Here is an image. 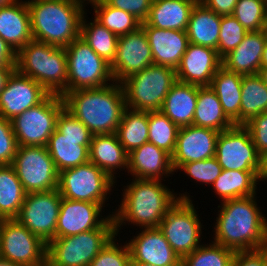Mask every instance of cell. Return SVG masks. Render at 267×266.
<instances>
[{"mask_svg": "<svg viewBox=\"0 0 267 266\" xmlns=\"http://www.w3.org/2000/svg\"><path fill=\"white\" fill-rule=\"evenodd\" d=\"M150 65H153L152 50L142 26L118 38L116 56L110 65L114 82L121 83Z\"/></svg>", "mask_w": 267, "mask_h": 266, "instance_id": "16", "label": "cell"}, {"mask_svg": "<svg viewBox=\"0 0 267 266\" xmlns=\"http://www.w3.org/2000/svg\"><path fill=\"white\" fill-rule=\"evenodd\" d=\"M116 235L113 216L100 228L77 235L54 238L47 245L49 266H89Z\"/></svg>", "mask_w": 267, "mask_h": 266, "instance_id": "6", "label": "cell"}, {"mask_svg": "<svg viewBox=\"0 0 267 266\" xmlns=\"http://www.w3.org/2000/svg\"><path fill=\"white\" fill-rule=\"evenodd\" d=\"M0 37L16 52L33 39L26 1L16 0L0 7Z\"/></svg>", "mask_w": 267, "mask_h": 266, "instance_id": "25", "label": "cell"}, {"mask_svg": "<svg viewBox=\"0 0 267 266\" xmlns=\"http://www.w3.org/2000/svg\"><path fill=\"white\" fill-rule=\"evenodd\" d=\"M222 66V59L217 50L189 43L175 72L177 81L200 87L210 86L217 70Z\"/></svg>", "mask_w": 267, "mask_h": 266, "instance_id": "21", "label": "cell"}, {"mask_svg": "<svg viewBox=\"0 0 267 266\" xmlns=\"http://www.w3.org/2000/svg\"><path fill=\"white\" fill-rule=\"evenodd\" d=\"M61 200L58 189L26 194L15 219L48 245L55 238Z\"/></svg>", "mask_w": 267, "mask_h": 266, "instance_id": "14", "label": "cell"}, {"mask_svg": "<svg viewBox=\"0 0 267 266\" xmlns=\"http://www.w3.org/2000/svg\"><path fill=\"white\" fill-rule=\"evenodd\" d=\"M267 39V29L250 31L242 42L222 58V66L240 75L258 74Z\"/></svg>", "mask_w": 267, "mask_h": 266, "instance_id": "24", "label": "cell"}, {"mask_svg": "<svg viewBox=\"0 0 267 266\" xmlns=\"http://www.w3.org/2000/svg\"><path fill=\"white\" fill-rule=\"evenodd\" d=\"M141 230L127 243L131 261L155 266H181V257L173 250L158 227Z\"/></svg>", "mask_w": 267, "mask_h": 266, "instance_id": "20", "label": "cell"}, {"mask_svg": "<svg viewBox=\"0 0 267 266\" xmlns=\"http://www.w3.org/2000/svg\"><path fill=\"white\" fill-rule=\"evenodd\" d=\"M256 199L253 195L221 202L213 242L235 252L267 247V218Z\"/></svg>", "mask_w": 267, "mask_h": 266, "instance_id": "1", "label": "cell"}, {"mask_svg": "<svg viewBox=\"0 0 267 266\" xmlns=\"http://www.w3.org/2000/svg\"><path fill=\"white\" fill-rule=\"evenodd\" d=\"M232 16L248 32L267 29V0H238Z\"/></svg>", "mask_w": 267, "mask_h": 266, "instance_id": "41", "label": "cell"}, {"mask_svg": "<svg viewBox=\"0 0 267 266\" xmlns=\"http://www.w3.org/2000/svg\"><path fill=\"white\" fill-rule=\"evenodd\" d=\"M130 266H155V265H151V264H148V263H141V262L131 261Z\"/></svg>", "mask_w": 267, "mask_h": 266, "instance_id": "57", "label": "cell"}, {"mask_svg": "<svg viewBox=\"0 0 267 266\" xmlns=\"http://www.w3.org/2000/svg\"><path fill=\"white\" fill-rule=\"evenodd\" d=\"M90 143L91 139L66 138L55 129L46 147L60 172L89 162Z\"/></svg>", "mask_w": 267, "mask_h": 266, "instance_id": "29", "label": "cell"}, {"mask_svg": "<svg viewBox=\"0 0 267 266\" xmlns=\"http://www.w3.org/2000/svg\"><path fill=\"white\" fill-rule=\"evenodd\" d=\"M221 17L198 1L191 11L186 29L189 43L217 50Z\"/></svg>", "mask_w": 267, "mask_h": 266, "instance_id": "30", "label": "cell"}, {"mask_svg": "<svg viewBox=\"0 0 267 266\" xmlns=\"http://www.w3.org/2000/svg\"><path fill=\"white\" fill-rule=\"evenodd\" d=\"M115 183L102 169L89 161L60 171L58 191L65 199L105 205Z\"/></svg>", "mask_w": 267, "mask_h": 266, "instance_id": "10", "label": "cell"}, {"mask_svg": "<svg viewBox=\"0 0 267 266\" xmlns=\"http://www.w3.org/2000/svg\"><path fill=\"white\" fill-rule=\"evenodd\" d=\"M267 112V86L258 74L243 75L241 85L240 125Z\"/></svg>", "mask_w": 267, "mask_h": 266, "instance_id": "36", "label": "cell"}, {"mask_svg": "<svg viewBox=\"0 0 267 266\" xmlns=\"http://www.w3.org/2000/svg\"><path fill=\"white\" fill-rule=\"evenodd\" d=\"M126 170L133 178L161 181L175 173L172 156L151 142H146L128 153Z\"/></svg>", "mask_w": 267, "mask_h": 266, "instance_id": "22", "label": "cell"}, {"mask_svg": "<svg viewBox=\"0 0 267 266\" xmlns=\"http://www.w3.org/2000/svg\"><path fill=\"white\" fill-rule=\"evenodd\" d=\"M176 82L175 69L150 65L121 82L126 107L139 111H160L166 95Z\"/></svg>", "mask_w": 267, "mask_h": 266, "instance_id": "7", "label": "cell"}, {"mask_svg": "<svg viewBox=\"0 0 267 266\" xmlns=\"http://www.w3.org/2000/svg\"><path fill=\"white\" fill-rule=\"evenodd\" d=\"M235 251L212 241L182 258L181 266H232Z\"/></svg>", "mask_w": 267, "mask_h": 266, "instance_id": "40", "label": "cell"}, {"mask_svg": "<svg viewBox=\"0 0 267 266\" xmlns=\"http://www.w3.org/2000/svg\"><path fill=\"white\" fill-rule=\"evenodd\" d=\"M26 192L12 165H0V216L15 219L20 212Z\"/></svg>", "mask_w": 267, "mask_h": 266, "instance_id": "35", "label": "cell"}, {"mask_svg": "<svg viewBox=\"0 0 267 266\" xmlns=\"http://www.w3.org/2000/svg\"><path fill=\"white\" fill-rule=\"evenodd\" d=\"M120 144L127 153L148 142V111L125 108L116 130Z\"/></svg>", "mask_w": 267, "mask_h": 266, "instance_id": "34", "label": "cell"}, {"mask_svg": "<svg viewBox=\"0 0 267 266\" xmlns=\"http://www.w3.org/2000/svg\"><path fill=\"white\" fill-rule=\"evenodd\" d=\"M87 4L94 8V19L118 37L141 27L142 22L134 15L110 6L105 0H90Z\"/></svg>", "mask_w": 267, "mask_h": 266, "instance_id": "37", "label": "cell"}, {"mask_svg": "<svg viewBox=\"0 0 267 266\" xmlns=\"http://www.w3.org/2000/svg\"><path fill=\"white\" fill-rule=\"evenodd\" d=\"M16 0H0V7L12 4Z\"/></svg>", "mask_w": 267, "mask_h": 266, "instance_id": "58", "label": "cell"}, {"mask_svg": "<svg viewBox=\"0 0 267 266\" xmlns=\"http://www.w3.org/2000/svg\"><path fill=\"white\" fill-rule=\"evenodd\" d=\"M178 169L182 170L196 182L205 183L206 185H213L222 171V167L215 156L205 160L185 163Z\"/></svg>", "mask_w": 267, "mask_h": 266, "instance_id": "43", "label": "cell"}, {"mask_svg": "<svg viewBox=\"0 0 267 266\" xmlns=\"http://www.w3.org/2000/svg\"><path fill=\"white\" fill-rule=\"evenodd\" d=\"M192 201L179 199L158 226L181 259L202 244L200 237L204 225L201 224Z\"/></svg>", "mask_w": 267, "mask_h": 266, "instance_id": "12", "label": "cell"}, {"mask_svg": "<svg viewBox=\"0 0 267 266\" xmlns=\"http://www.w3.org/2000/svg\"><path fill=\"white\" fill-rule=\"evenodd\" d=\"M67 92L99 88L114 82L110 64L99 56L81 37L66 48ZM109 82V83H108Z\"/></svg>", "mask_w": 267, "mask_h": 266, "instance_id": "8", "label": "cell"}, {"mask_svg": "<svg viewBox=\"0 0 267 266\" xmlns=\"http://www.w3.org/2000/svg\"><path fill=\"white\" fill-rule=\"evenodd\" d=\"M198 86L177 81L165 97L162 111L179 128L193 125Z\"/></svg>", "mask_w": 267, "mask_h": 266, "instance_id": "28", "label": "cell"}, {"mask_svg": "<svg viewBox=\"0 0 267 266\" xmlns=\"http://www.w3.org/2000/svg\"><path fill=\"white\" fill-rule=\"evenodd\" d=\"M34 40L66 48L80 37L84 0H28ZM86 12V13H85Z\"/></svg>", "mask_w": 267, "mask_h": 266, "instance_id": "4", "label": "cell"}, {"mask_svg": "<svg viewBox=\"0 0 267 266\" xmlns=\"http://www.w3.org/2000/svg\"><path fill=\"white\" fill-rule=\"evenodd\" d=\"M103 207L105 206L99 203L62 198L55 238L73 236L102 227L113 215L103 217Z\"/></svg>", "mask_w": 267, "mask_h": 266, "instance_id": "17", "label": "cell"}, {"mask_svg": "<svg viewBox=\"0 0 267 266\" xmlns=\"http://www.w3.org/2000/svg\"><path fill=\"white\" fill-rule=\"evenodd\" d=\"M0 266H22V265H19V264L14 263L10 260H7V259L0 257Z\"/></svg>", "mask_w": 267, "mask_h": 266, "instance_id": "56", "label": "cell"}, {"mask_svg": "<svg viewBox=\"0 0 267 266\" xmlns=\"http://www.w3.org/2000/svg\"><path fill=\"white\" fill-rule=\"evenodd\" d=\"M110 6L126 11L144 22L153 0H105Z\"/></svg>", "mask_w": 267, "mask_h": 266, "instance_id": "48", "label": "cell"}, {"mask_svg": "<svg viewBox=\"0 0 267 266\" xmlns=\"http://www.w3.org/2000/svg\"><path fill=\"white\" fill-rule=\"evenodd\" d=\"M261 67H267V39L261 59Z\"/></svg>", "mask_w": 267, "mask_h": 266, "instance_id": "55", "label": "cell"}, {"mask_svg": "<svg viewBox=\"0 0 267 266\" xmlns=\"http://www.w3.org/2000/svg\"><path fill=\"white\" fill-rule=\"evenodd\" d=\"M243 75L221 66L211 80L210 87L217 94L226 116L240 125L241 85Z\"/></svg>", "mask_w": 267, "mask_h": 266, "instance_id": "31", "label": "cell"}, {"mask_svg": "<svg viewBox=\"0 0 267 266\" xmlns=\"http://www.w3.org/2000/svg\"><path fill=\"white\" fill-rule=\"evenodd\" d=\"M85 14L81 21L80 37L110 65L115 59L118 36L109 31L95 19L86 21Z\"/></svg>", "mask_w": 267, "mask_h": 266, "instance_id": "38", "label": "cell"}, {"mask_svg": "<svg viewBox=\"0 0 267 266\" xmlns=\"http://www.w3.org/2000/svg\"><path fill=\"white\" fill-rule=\"evenodd\" d=\"M64 106L95 134L116 133L124 109L125 96L121 83L66 92Z\"/></svg>", "mask_w": 267, "mask_h": 266, "instance_id": "3", "label": "cell"}, {"mask_svg": "<svg viewBox=\"0 0 267 266\" xmlns=\"http://www.w3.org/2000/svg\"><path fill=\"white\" fill-rule=\"evenodd\" d=\"M258 171H232L222 169L212 187L221 201L250 197L256 194Z\"/></svg>", "mask_w": 267, "mask_h": 266, "instance_id": "33", "label": "cell"}, {"mask_svg": "<svg viewBox=\"0 0 267 266\" xmlns=\"http://www.w3.org/2000/svg\"><path fill=\"white\" fill-rule=\"evenodd\" d=\"M258 75L267 86V67H261L258 71Z\"/></svg>", "mask_w": 267, "mask_h": 266, "instance_id": "54", "label": "cell"}, {"mask_svg": "<svg viewBox=\"0 0 267 266\" xmlns=\"http://www.w3.org/2000/svg\"><path fill=\"white\" fill-rule=\"evenodd\" d=\"M17 148L11 121L0 116V165H12Z\"/></svg>", "mask_w": 267, "mask_h": 266, "instance_id": "46", "label": "cell"}, {"mask_svg": "<svg viewBox=\"0 0 267 266\" xmlns=\"http://www.w3.org/2000/svg\"><path fill=\"white\" fill-rule=\"evenodd\" d=\"M244 126L249 130L258 154L267 151V113L253 117Z\"/></svg>", "mask_w": 267, "mask_h": 266, "instance_id": "47", "label": "cell"}, {"mask_svg": "<svg viewBox=\"0 0 267 266\" xmlns=\"http://www.w3.org/2000/svg\"><path fill=\"white\" fill-rule=\"evenodd\" d=\"M125 187L119 208L112 212L116 235L128 222L139 228L158 227L179 199L191 200L186 192L175 194L161 180L133 178Z\"/></svg>", "mask_w": 267, "mask_h": 266, "instance_id": "2", "label": "cell"}, {"mask_svg": "<svg viewBox=\"0 0 267 266\" xmlns=\"http://www.w3.org/2000/svg\"><path fill=\"white\" fill-rule=\"evenodd\" d=\"M114 236L106 246L93 258L89 266H130L131 256L127 245L119 246ZM116 242V243H115Z\"/></svg>", "mask_w": 267, "mask_h": 266, "instance_id": "44", "label": "cell"}, {"mask_svg": "<svg viewBox=\"0 0 267 266\" xmlns=\"http://www.w3.org/2000/svg\"><path fill=\"white\" fill-rule=\"evenodd\" d=\"M215 157L224 170L258 171L259 158L249 130L244 125L219 133Z\"/></svg>", "mask_w": 267, "mask_h": 266, "instance_id": "15", "label": "cell"}, {"mask_svg": "<svg viewBox=\"0 0 267 266\" xmlns=\"http://www.w3.org/2000/svg\"><path fill=\"white\" fill-rule=\"evenodd\" d=\"M17 52L0 37V69H16Z\"/></svg>", "mask_w": 267, "mask_h": 266, "instance_id": "50", "label": "cell"}, {"mask_svg": "<svg viewBox=\"0 0 267 266\" xmlns=\"http://www.w3.org/2000/svg\"><path fill=\"white\" fill-rule=\"evenodd\" d=\"M152 50L153 64L176 70L189 44L186 31L159 29L141 23Z\"/></svg>", "mask_w": 267, "mask_h": 266, "instance_id": "23", "label": "cell"}, {"mask_svg": "<svg viewBox=\"0 0 267 266\" xmlns=\"http://www.w3.org/2000/svg\"><path fill=\"white\" fill-rule=\"evenodd\" d=\"M205 7L218 15H232L238 0H199Z\"/></svg>", "mask_w": 267, "mask_h": 266, "instance_id": "51", "label": "cell"}, {"mask_svg": "<svg viewBox=\"0 0 267 266\" xmlns=\"http://www.w3.org/2000/svg\"><path fill=\"white\" fill-rule=\"evenodd\" d=\"M56 129L66 138L92 139L93 136L89 129L65 108L58 116Z\"/></svg>", "mask_w": 267, "mask_h": 266, "instance_id": "45", "label": "cell"}, {"mask_svg": "<svg viewBox=\"0 0 267 266\" xmlns=\"http://www.w3.org/2000/svg\"><path fill=\"white\" fill-rule=\"evenodd\" d=\"M148 126V142H151L172 156L176 148L179 127L162 111L148 112Z\"/></svg>", "mask_w": 267, "mask_h": 266, "instance_id": "39", "label": "cell"}, {"mask_svg": "<svg viewBox=\"0 0 267 266\" xmlns=\"http://www.w3.org/2000/svg\"><path fill=\"white\" fill-rule=\"evenodd\" d=\"M219 133L214 129L195 125L179 128L172 155L174 171L177 173L178 168L185 163L214 157Z\"/></svg>", "mask_w": 267, "mask_h": 266, "instance_id": "19", "label": "cell"}, {"mask_svg": "<svg viewBox=\"0 0 267 266\" xmlns=\"http://www.w3.org/2000/svg\"><path fill=\"white\" fill-rule=\"evenodd\" d=\"M220 26L217 53L222 59L242 42L248 31L232 15L222 16Z\"/></svg>", "mask_w": 267, "mask_h": 266, "instance_id": "42", "label": "cell"}, {"mask_svg": "<svg viewBox=\"0 0 267 266\" xmlns=\"http://www.w3.org/2000/svg\"><path fill=\"white\" fill-rule=\"evenodd\" d=\"M49 93L35 80L15 70L0 92V116L12 120L38 105Z\"/></svg>", "mask_w": 267, "mask_h": 266, "instance_id": "18", "label": "cell"}, {"mask_svg": "<svg viewBox=\"0 0 267 266\" xmlns=\"http://www.w3.org/2000/svg\"><path fill=\"white\" fill-rule=\"evenodd\" d=\"M64 108L62 96L49 94L38 105L10 120L18 146H47Z\"/></svg>", "mask_w": 267, "mask_h": 266, "instance_id": "9", "label": "cell"}, {"mask_svg": "<svg viewBox=\"0 0 267 266\" xmlns=\"http://www.w3.org/2000/svg\"><path fill=\"white\" fill-rule=\"evenodd\" d=\"M258 179L259 181L267 180V151L260 154Z\"/></svg>", "mask_w": 267, "mask_h": 266, "instance_id": "52", "label": "cell"}, {"mask_svg": "<svg viewBox=\"0 0 267 266\" xmlns=\"http://www.w3.org/2000/svg\"><path fill=\"white\" fill-rule=\"evenodd\" d=\"M12 166L26 194L58 189L59 172L46 146H18Z\"/></svg>", "mask_w": 267, "mask_h": 266, "instance_id": "11", "label": "cell"}, {"mask_svg": "<svg viewBox=\"0 0 267 266\" xmlns=\"http://www.w3.org/2000/svg\"><path fill=\"white\" fill-rule=\"evenodd\" d=\"M199 0H153L144 21L159 29L186 31L190 14Z\"/></svg>", "mask_w": 267, "mask_h": 266, "instance_id": "27", "label": "cell"}, {"mask_svg": "<svg viewBox=\"0 0 267 266\" xmlns=\"http://www.w3.org/2000/svg\"><path fill=\"white\" fill-rule=\"evenodd\" d=\"M0 257L22 266H43L47 263V244L16 219H3Z\"/></svg>", "mask_w": 267, "mask_h": 266, "instance_id": "13", "label": "cell"}, {"mask_svg": "<svg viewBox=\"0 0 267 266\" xmlns=\"http://www.w3.org/2000/svg\"><path fill=\"white\" fill-rule=\"evenodd\" d=\"M16 70L49 94L63 96L67 92V54L63 47L32 39L17 52Z\"/></svg>", "mask_w": 267, "mask_h": 266, "instance_id": "5", "label": "cell"}, {"mask_svg": "<svg viewBox=\"0 0 267 266\" xmlns=\"http://www.w3.org/2000/svg\"><path fill=\"white\" fill-rule=\"evenodd\" d=\"M193 125L222 132L235 124L226 116L217 94L210 86H198Z\"/></svg>", "mask_w": 267, "mask_h": 266, "instance_id": "32", "label": "cell"}, {"mask_svg": "<svg viewBox=\"0 0 267 266\" xmlns=\"http://www.w3.org/2000/svg\"><path fill=\"white\" fill-rule=\"evenodd\" d=\"M89 161L116 182L118 169L122 171L128 168V153L120 144L116 133L95 134L89 147Z\"/></svg>", "mask_w": 267, "mask_h": 266, "instance_id": "26", "label": "cell"}, {"mask_svg": "<svg viewBox=\"0 0 267 266\" xmlns=\"http://www.w3.org/2000/svg\"><path fill=\"white\" fill-rule=\"evenodd\" d=\"M16 69H0V92L6 87V83L11 74Z\"/></svg>", "mask_w": 267, "mask_h": 266, "instance_id": "53", "label": "cell"}, {"mask_svg": "<svg viewBox=\"0 0 267 266\" xmlns=\"http://www.w3.org/2000/svg\"><path fill=\"white\" fill-rule=\"evenodd\" d=\"M232 266H267V247L258 250L236 252Z\"/></svg>", "mask_w": 267, "mask_h": 266, "instance_id": "49", "label": "cell"}]
</instances>
